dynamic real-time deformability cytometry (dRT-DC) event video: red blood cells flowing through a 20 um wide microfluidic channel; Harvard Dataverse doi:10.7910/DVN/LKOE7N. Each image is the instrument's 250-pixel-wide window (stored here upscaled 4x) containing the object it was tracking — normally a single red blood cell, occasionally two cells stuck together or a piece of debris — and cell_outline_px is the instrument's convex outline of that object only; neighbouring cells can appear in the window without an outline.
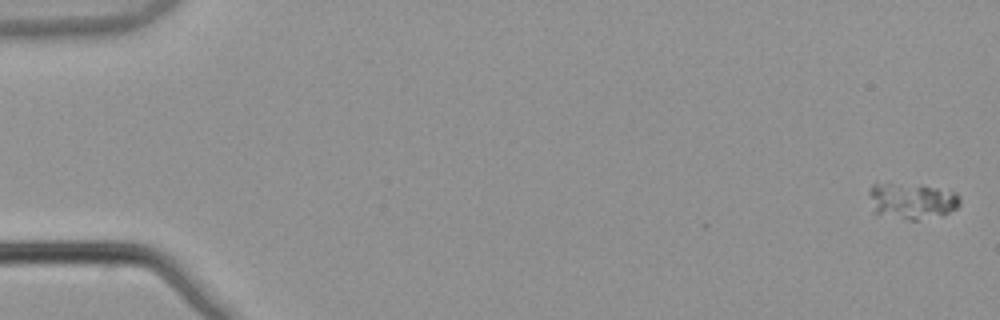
{"species": "common noctule bat (a hibernating species)", "species_latin": "Nyctalus noctula", "temperature_condition": "warm", "stored_images_in_passage": 5, "camera_frame_rate_fps": 3000, "um_per_image_px": 0.085, "animal": {"sex": "male", "body_mass_g": 21.5, "forearm_length_mm": 52.0}, "frame": {"image": 1, "passage_image": 1, "time_ms": 0.0, "image_size_px": [1000, 320], "cell_outline_px": [[960, 204], [956, 208], [948, 212], [916, 220], [912, 220], [876, 212], [868, 192], [872, 184], [924, 184], [956, 192], [960, 196]], "centroid_in_image_um": [77.57, 17.03], "position_along_channel_um": 7.4, "area_um2": 18.61}}
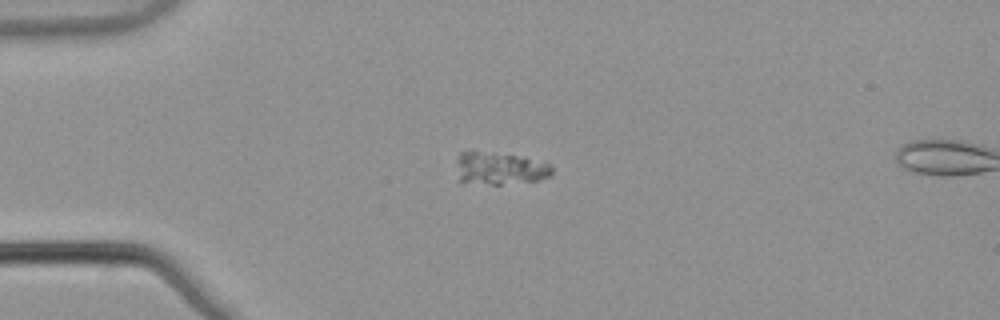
{"frame": {"image": 2, "passage_image": 4, "time_ms": 1.0, "image_size_px": [1000, 320], "cell_outline_px": [[552, 176], [536, 180], [500, 184], [492, 184], [460, 180], [456, 160], [460, 152], [476, 152], [524, 156], [544, 160], [552, 164]], "centroid_in_image_um": [42.58, 14.29], "position_along_channel_um": 42.4, "area_um2": 17.86}}